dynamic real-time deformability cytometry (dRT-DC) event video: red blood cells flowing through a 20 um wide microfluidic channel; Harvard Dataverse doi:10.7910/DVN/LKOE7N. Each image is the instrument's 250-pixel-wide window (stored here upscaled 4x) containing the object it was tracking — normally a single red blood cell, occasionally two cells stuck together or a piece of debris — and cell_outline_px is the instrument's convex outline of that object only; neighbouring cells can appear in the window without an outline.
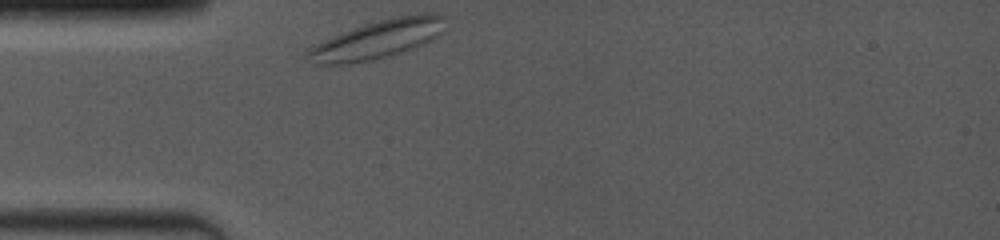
{"species": "common noctule bat (a hibernating species)", "species_latin": "Nyctalus noctula", "temperature_condition": "room temperature", "stored_images_in_passage": 34, "camera_frame_rate_fps": 4000, "um_per_image_px": 0.085, "animal": {"sex": "female", "body_mass_g": 19.0, "forearm_length_mm": 53.3}, "frame": {"image": 1, "passage_image": 1, "time_ms": 0.0, "image_size_px": [1000, 240], "cell_outline_px": [[444, 32], [440, 36], [416, 48], [372, 60], [344, 64], [316, 64], [304, 56], [304, 52], [308, 48], [332, 36], [364, 24], [396, 16], [424, 12], [436, 12], [444, 16]], "centroid_in_image_um": [32.14, 3.33], "position_along_channel_um": 52.9, "area_um2": 31.15}}
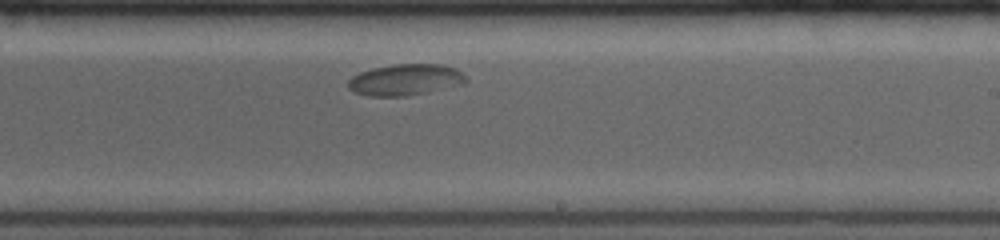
{"frame": {"image": 2, "passage_image": 20, "time_ms": 5.75, "image_size_px": [1000, 240], "cell_outline_px": [[468, 80], [464, 84], [428, 92], [404, 96], [368, 96], [356, 92], [348, 88], [348, 80], [352, 76], [360, 72], [372, 68], [392, 64], [440, 64], [452, 68], [468, 76]], "centroid_in_image_um": [34.45, 6.78], "position_along_channel_um": 254.5, "area_um2": 21.5}}
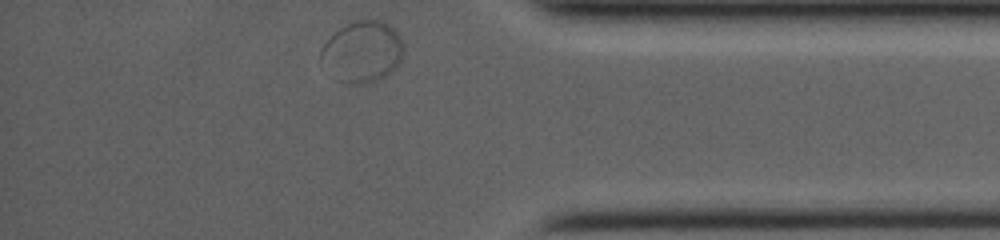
{"frame": {"image": 3, "passage_image": 34, "time_ms": 10.0, "image_size_px": [1000, 240], "cell_outline_px": [[404, 52], [400, 64], [392, 72], [376, 80], [364, 84], [348, 84], [320, 60], [320, 48], [340, 28], [356, 20], [384, 20], [400, 36], [404, 44]], "centroid_in_image_um": [30.88, 4.37], "position_along_channel_um": 404.3, "area_um2": 29.07}}